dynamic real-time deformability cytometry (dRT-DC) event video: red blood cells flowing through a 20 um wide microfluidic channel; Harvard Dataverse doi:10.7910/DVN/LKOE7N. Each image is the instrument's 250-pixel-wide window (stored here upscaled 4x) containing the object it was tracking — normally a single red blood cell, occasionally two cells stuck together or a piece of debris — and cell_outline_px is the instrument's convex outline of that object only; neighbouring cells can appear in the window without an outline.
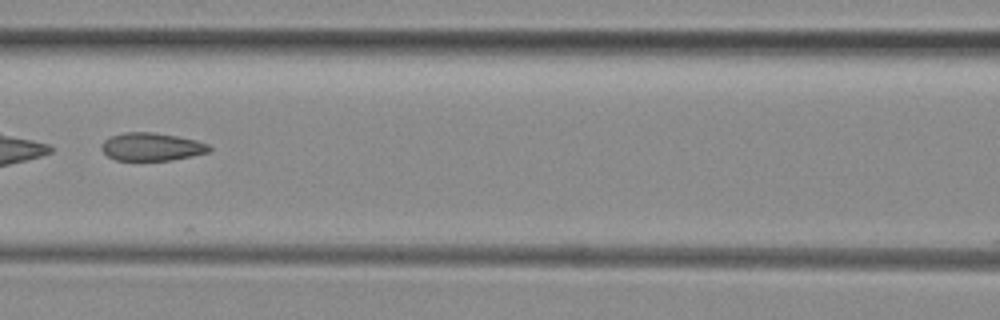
{"species": "common noctule bat (a hibernating species)", "species_latin": "Nyctalus noctula", "temperature_condition": "room temperature", "stored_images_in_passage": 35, "camera_frame_rate_fps": 3000, "um_per_image_px": 0.085, "animal": {"sex": "female", "body_mass_g": 29.2, "forearm_length_mm": 56.3}, "frame": {"image": 1, "passage_image": 11, "time_ms": 3.333, "image_size_px": [1000, 320], "cell_outline_px": [[212, 148], [208, 152], [192, 156], [172, 160], [116, 160], [108, 156], [100, 148], [104, 140], [112, 136], [124, 132], [152, 132], [176, 136], [196, 140], [208, 144]], "centroid_in_image_um": [12.89, 12.47], "position_along_channel_um": 153.7, "area_um2": 17.46}}
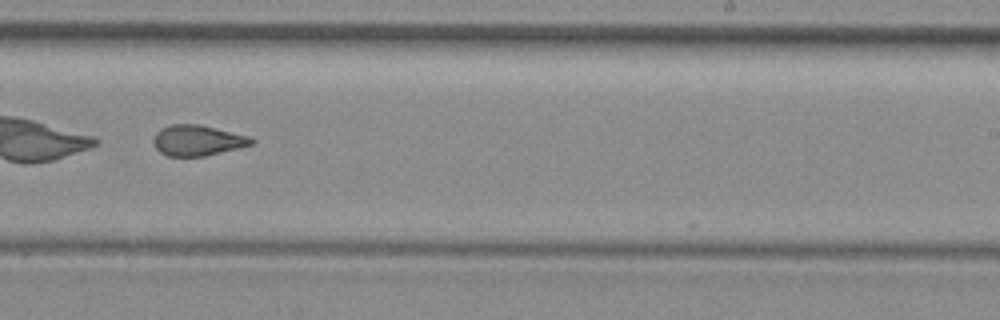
{"frame": {"image": 2, "passage_image": 20, "time_ms": 6.333, "image_size_px": [1000, 320], "cell_outline_px": [[256, 140], [252, 144], [204, 156], [168, 156], [160, 152], [156, 148], [152, 140], [156, 132], [160, 128], [172, 124], [200, 124], [248, 136]], "centroid_in_image_um": [16.74, 11.92], "position_along_channel_um": 272.3, "area_um2": 17.34}, "authors_computed_cell_mechanics": {"area_um2": 18.2648, "velocity_mm_per_s": 3.9665, "shape_relaxation_time_tau1_ms": null, "shape_relaxation_time_tau2_ms": 1.6476, "deformation_change_tau1": null, "deformation_change_tau2": 0.0889}}